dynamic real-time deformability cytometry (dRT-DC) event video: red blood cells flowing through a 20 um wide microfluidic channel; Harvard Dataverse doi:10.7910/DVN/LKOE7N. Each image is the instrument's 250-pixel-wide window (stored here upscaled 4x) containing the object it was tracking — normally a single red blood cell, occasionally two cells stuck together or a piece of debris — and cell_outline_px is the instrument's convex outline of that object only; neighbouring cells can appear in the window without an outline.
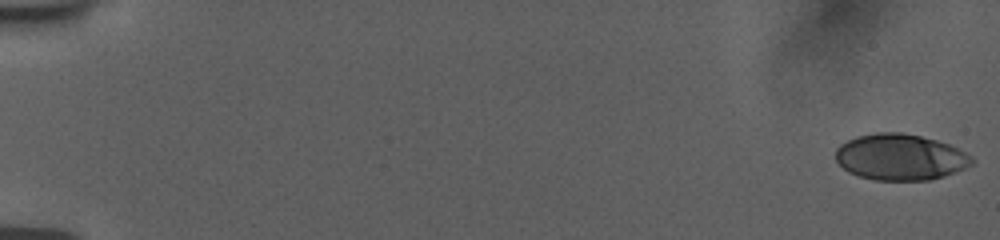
{"species": "human", "species_latin": "Homo sapiens", "temperature_condition": "room temperature", "stored_images_in_passage": 56, "camera_frame_rate_fps": 3000, "um_per_image_px": 0.085, "donor": {"sex": "female"}, "frame": {"image": 1, "passage_image": 1, "time_ms": 0.0, "image_size_px": [1000, 240], "cell_outline_px": [[976, 160], [972, 164], [964, 168], [944, 176], [928, 180], [876, 180], [860, 176], [848, 172], [836, 160], [836, 148], [840, 144], [856, 136], [876, 132], [904, 132], [936, 140], [948, 144], [972, 156]], "centroid_in_image_um": [76.51, 13.34], "position_along_channel_um": 8.5, "area_um2": 36.59}}
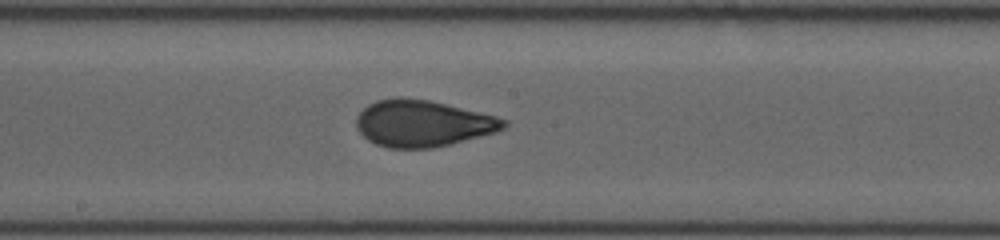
{"frame": {"image": 2, "passage_image": 32, "time_ms": 10.333, "image_size_px": [1000, 240], "cell_outline_px": [[508, 124], [504, 128], [496, 132], [452, 144], [432, 148], [388, 148], [376, 144], [368, 140], [356, 128], [356, 116], [368, 104], [376, 100], [396, 96], [404, 96], [428, 100], [496, 116], [508, 120]], "centroid_in_image_um": [35.91, 10.48], "position_along_channel_um": 212.3, "area_um2": 40.23}}
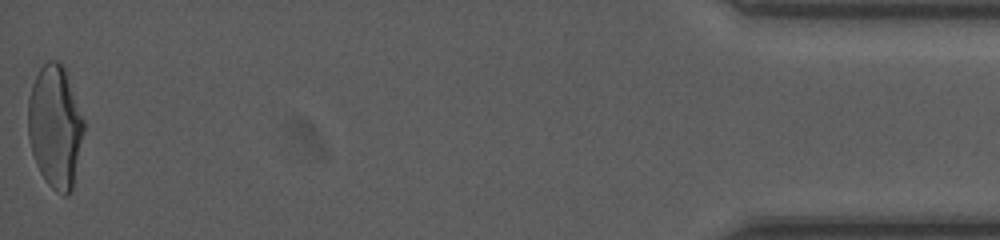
{"frame": {"image": 3, "passage_image": 56, "time_ms": 18.333, "image_size_px": [1000, 240], "cell_outline_px": [[84, 132], [72, 188], [64, 196], [56, 192], [48, 184], [40, 172], [36, 164], [32, 152], [28, 136], [28, 96], [32, 84], [40, 68], [48, 60], [56, 60], [64, 68], [84, 120]], "centroid_in_image_um": [4.67, 10.77], "position_along_channel_um": 430.5, "area_um2": 39.48}, "authors_computed_cell_mechanics": {"area_um2": 38.5815, "velocity_mm_per_s": 3.7738, "shape_relaxation_time_tau1_ms": 5.0918, "shape_relaxation_time_tau2_ms": 0.8112, "deformation_change_tau1": 0.1748, "deformation_change_tau2": 0.067}}